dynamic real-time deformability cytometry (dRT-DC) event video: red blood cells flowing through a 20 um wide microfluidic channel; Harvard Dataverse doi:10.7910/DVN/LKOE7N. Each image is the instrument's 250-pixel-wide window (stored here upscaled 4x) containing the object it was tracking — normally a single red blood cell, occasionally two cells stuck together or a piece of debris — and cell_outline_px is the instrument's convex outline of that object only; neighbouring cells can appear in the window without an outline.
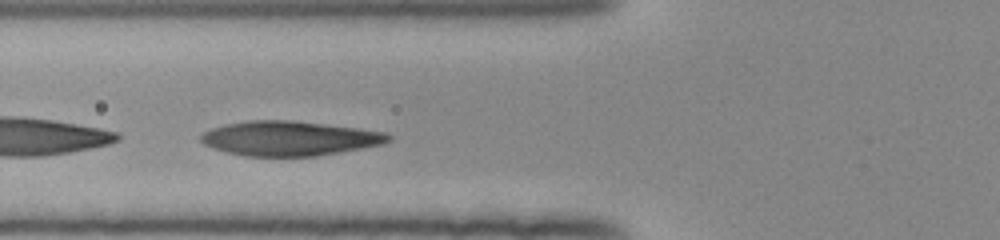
{"species": "human", "species_latin": "Homo sapiens", "temperature_condition": "room temperature", "stored_images_in_passage": 30, "camera_frame_rate_fps": 3000, "um_per_image_px": 0.085, "donor": {"sex": "female"}, "frame": {"image": 1, "passage_image": 7, "time_ms": 2.0, "image_size_px": [1000, 240], "cell_outline_px": [[392, 140], [384, 144], [316, 156], [244, 156], [212, 148], [204, 144], [200, 140], [200, 136], [204, 132], [212, 128], [224, 124], [248, 120], [288, 120], [356, 128], [388, 132], [392, 136]], "centroid_in_image_um": [24.6, 11.76], "position_along_channel_um": 101.2, "area_um2": 37.74}}
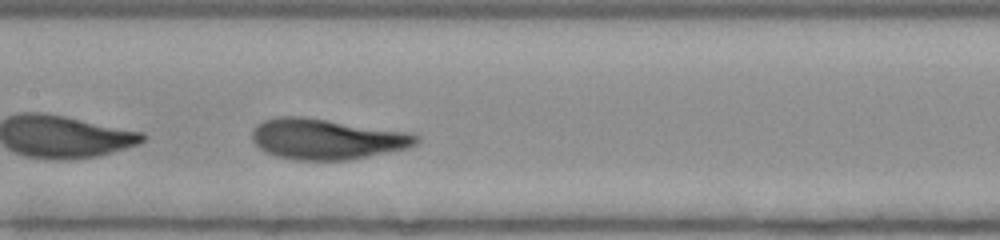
{"frame": {"image": 2, "passage_image": 13, "time_ms": 4.0, "image_size_px": [1000, 240], "cell_outline_px": [[420, 140], [416, 144], [408, 148], [348, 160], [296, 160], [276, 156], [264, 152], [252, 140], [252, 128], [256, 124], [264, 120], [280, 116], [304, 116], [412, 132], [420, 136]], "centroid_in_image_um": [27.78, 11.8], "position_along_channel_um": 179.6, "area_um2": 39.3}}
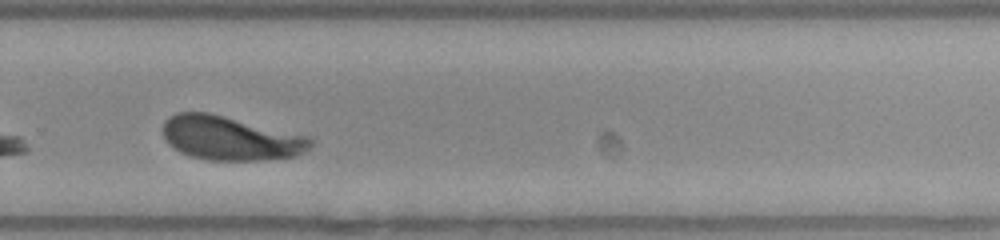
{"frame": {"image": 3, "passage_image": 23, "time_ms": 7.333, "image_size_px": [1000, 240], "cell_outline_px": [[312, 144], [304, 152], [296, 156], [264, 160], [208, 160], [192, 156], [180, 152], [172, 148], [164, 140], [164, 120], [168, 116], [176, 112], [208, 112], [308, 136], [312, 140]], "centroid_in_image_um": [19.54, 11.74], "position_along_channel_um": 310.3, "area_um2": 37.86}, "authors_computed_cell_mechanics": {"area_um2": 38.9861, "velocity_mm_per_s": 3.9254, "shape_relaxation_time_tau1_ms": 2.6665, "shape_relaxation_time_tau2_ms": 0.6998, "deformation_change_tau1": 0.1642, "deformation_change_tau2": 0.076}}